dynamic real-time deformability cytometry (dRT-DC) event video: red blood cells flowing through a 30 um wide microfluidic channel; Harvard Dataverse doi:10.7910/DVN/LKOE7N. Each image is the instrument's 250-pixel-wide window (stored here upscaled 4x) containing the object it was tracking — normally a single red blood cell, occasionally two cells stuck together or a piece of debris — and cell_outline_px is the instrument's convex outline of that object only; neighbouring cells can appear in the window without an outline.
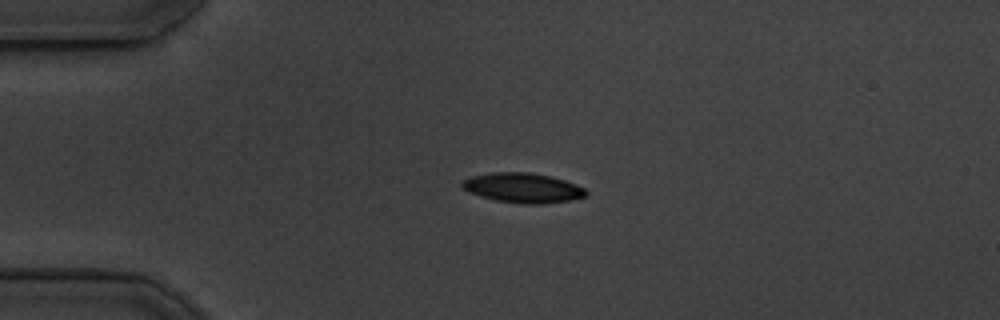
{"species": "common noctule bat (a hibernating species)", "species_latin": "Nyctalus noctula", "temperature_condition": "cold", "stored_images_in_passage": 2, "camera_frame_rate_fps": 3000, "um_per_image_px": 0.085, "animal": {"sex": "male", "body_mass_g": 19.5, "forearm_length_mm": 54.6}, "frame": {"image": 1, "passage_image": 1, "time_ms": 0.0, "image_size_px": [1000, 320], "cell_outline_px": [[584, 192], [576, 196], [548, 200], [516, 200], [496, 196], [500, 176], [532, 176], [552, 180], [580, 188]], "centroid_in_image_um": [45.42, 16.04], "position_along_channel_um": 39.6, "area_um2": 11.62}}